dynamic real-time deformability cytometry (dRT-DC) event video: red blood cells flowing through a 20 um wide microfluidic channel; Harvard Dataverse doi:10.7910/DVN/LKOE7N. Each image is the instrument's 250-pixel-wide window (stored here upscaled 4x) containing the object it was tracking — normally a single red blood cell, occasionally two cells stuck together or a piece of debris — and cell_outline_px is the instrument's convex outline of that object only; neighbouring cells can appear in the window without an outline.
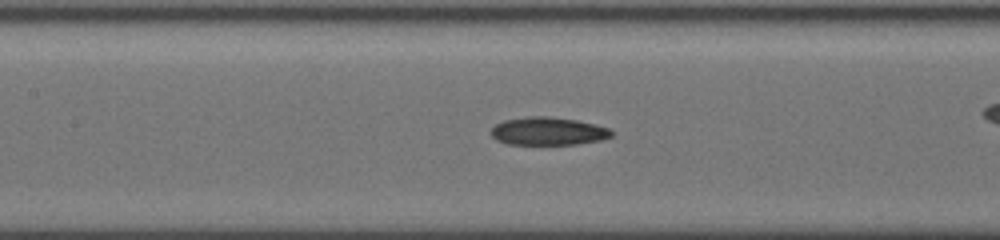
{"species": "common noctule bat (a hibernating species)", "species_latin": "Nyctalus noctula", "temperature_condition": "cold", "stored_images_in_passage": 18, "camera_frame_rate_fps": 3000, "um_per_image_px": 0.085, "animal": {"sex": "female", "body_mass_g": 19.5, "forearm_length_mm": 54.1}, "frame": {"image": 1, "passage_image": 11, "time_ms": 1.333, "image_size_px": [1000, 240], "cell_outline_px": [[612, 136], [600, 140], [576, 144], [504, 144], [496, 140], [488, 132], [496, 124], [504, 120], [532, 116], [544, 116], [576, 120], [612, 128]], "centroid_in_image_um": [46.56, 11.15], "position_along_channel_um": 160.8, "area_um2": 19.65}}